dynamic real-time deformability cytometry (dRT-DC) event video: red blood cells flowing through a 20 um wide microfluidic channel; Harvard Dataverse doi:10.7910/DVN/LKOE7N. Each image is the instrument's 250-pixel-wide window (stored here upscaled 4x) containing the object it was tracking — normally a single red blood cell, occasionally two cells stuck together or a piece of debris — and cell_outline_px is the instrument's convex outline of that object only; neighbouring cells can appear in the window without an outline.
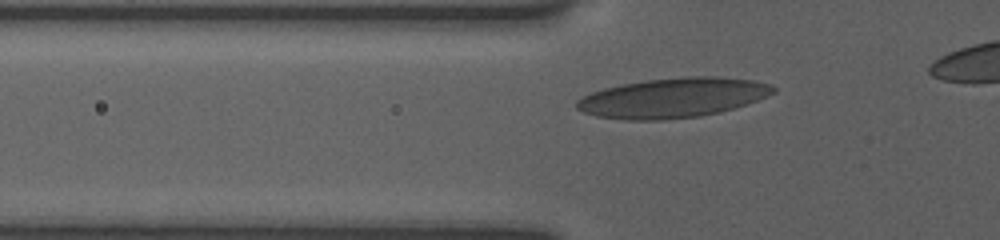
{"species": "human", "species_latin": "Homo sapiens", "temperature_condition": "room temperature", "stored_images_in_passage": 30, "camera_frame_rate_fps": 3000, "um_per_image_px": 0.085, "donor": {"sex": "female"}, "frame": {"image": 1, "passage_image": 5, "time_ms": 1.667, "image_size_px": [1000, 240], "cell_outline_px": [[776, 92], [768, 96], [720, 112], [700, 116], [660, 120], [628, 120], [596, 116], [584, 112], [576, 108], [576, 100], [592, 92], [604, 88], [620, 84], [644, 80], [688, 76], [720, 76], [752, 80], [772, 84], [776, 88]], "centroid_in_image_um": [57.2, 8.3], "position_along_channel_um": 68.6, "area_um2": 45.55}}
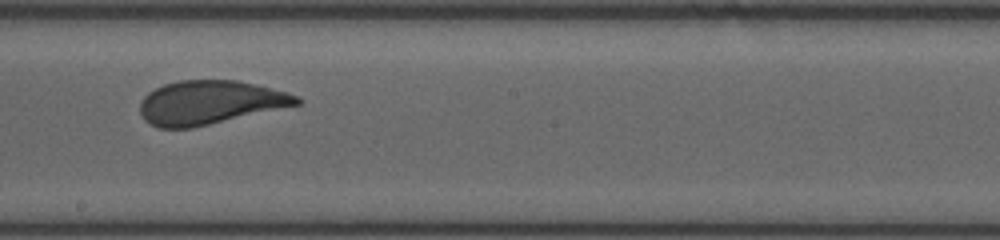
{"frame": {"image": 2, "passage_image": 16, "time_ms": 6.0, "image_size_px": [1000, 240], "cell_outline_px": [[304, 100], [300, 104], [192, 128], [156, 128], [148, 124], [144, 120], [140, 112], [140, 104], [144, 96], [148, 92], [164, 84], [180, 80], [236, 80], [256, 84], [288, 92], [300, 96]], "centroid_in_image_um": [17.84, 8.71], "position_along_channel_um": 230.4, "area_um2": 40.11}}
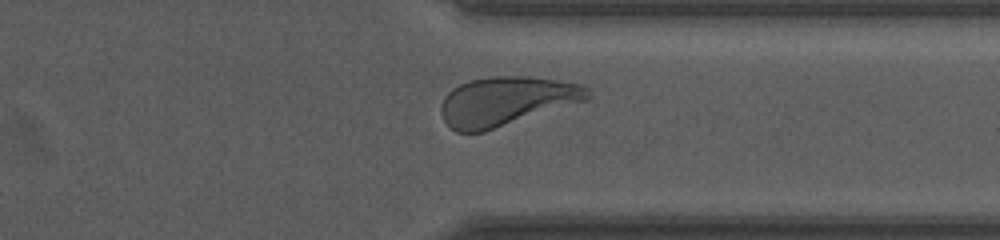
{"frame": {"image": 3, "passage_image": 26, "time_ms": 9.667, "image_size_px": [1000, 240], "cell_outline_px": [[588, 100], [484, 132], [456, 132], [444, 120], [440, 112], [440, 108], [444, 96], [452, 88], [468, 80], [488, 76], [528, 76], [584, 84], [588, 88]], "centroid_in_image_um": [43.02, 8.59], "position_along_channel_um": 368.4, "area_um2": 42.08}, "authors_computed_cell_mechanics": {"area_um2": 41.4137, "velocity_mm_per_s": 3.7697, "shape_relaxation_time_tau1_ms": 3.3814, "shape_relaxation_time_tau2_ms": null, "deformation_change_tau1": 0.157, "deformation_change_tau2": null}}